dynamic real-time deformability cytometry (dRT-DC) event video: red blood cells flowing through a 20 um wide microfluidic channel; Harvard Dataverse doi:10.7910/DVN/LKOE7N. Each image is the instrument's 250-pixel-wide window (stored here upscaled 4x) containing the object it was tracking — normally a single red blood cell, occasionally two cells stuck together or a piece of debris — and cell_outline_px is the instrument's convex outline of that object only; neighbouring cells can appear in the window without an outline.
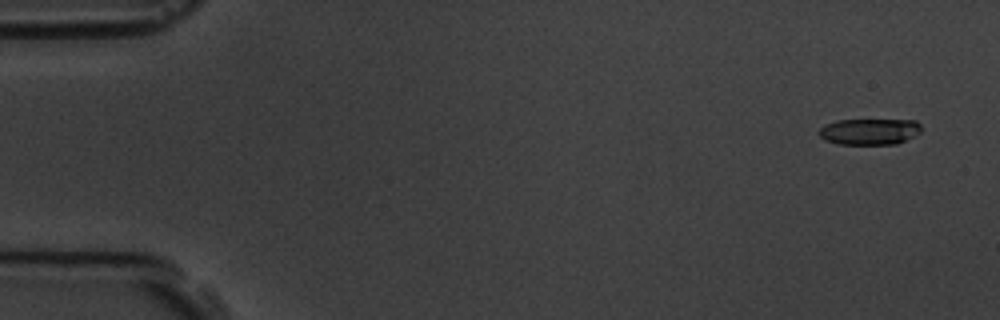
{"species": "common noctule bat (a hibernating species)", "species_latin": "Nyctalus noctula", "temperature_condition": "room temperature", "stored_images_in_passage": 5, "camera_frame_rate_fps": 3000, "um_per_image_px": 0.085, "animal": {"sex": "male", "body_mass_g": 19.5, "forearm_length_mm": 54.6}, "frame": {"image": 1, "passage_image": 1, "time_ms": 0.0, "image_size_px": [1000, 320], "cell_outline_px": [[920, 132], [896, 144], [836, 144], [824, 140], [816, 132], [824, 124], [836, 120], [916, 120], [920, 124]], "centroid_in_image_um": [73.84, 11.18], "position_along_channel_um": 11.2, "area_um2": 15.66}}
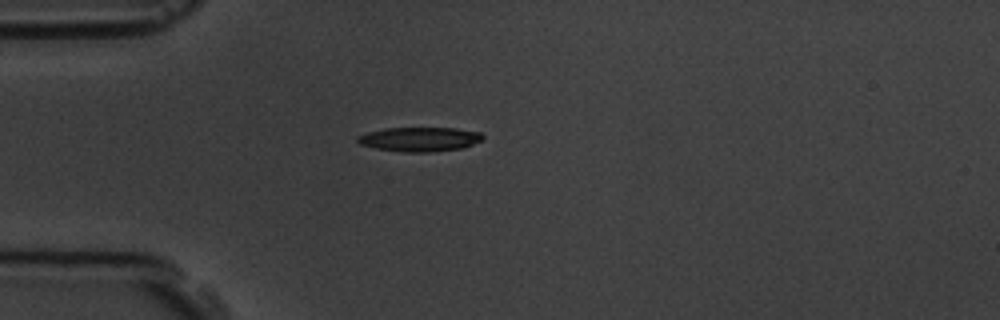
{"frame": {"image": 2, "passage_image": 5, "time_ms": 4.333, "image_size_px": [1000, 320], "cell_outline_px": [[484, 140], [464, 148], [428, 152], [400, 152], [376, 148], [360, 144], [356, 140], [356, 136], [368, 132], [384, 128], [456, 128], [480, 132], [484, 136]], "centroid_in_image_um": [35.69, 11.83], "position_along_channel_um": 49.3, "area_um2": 17.92}}